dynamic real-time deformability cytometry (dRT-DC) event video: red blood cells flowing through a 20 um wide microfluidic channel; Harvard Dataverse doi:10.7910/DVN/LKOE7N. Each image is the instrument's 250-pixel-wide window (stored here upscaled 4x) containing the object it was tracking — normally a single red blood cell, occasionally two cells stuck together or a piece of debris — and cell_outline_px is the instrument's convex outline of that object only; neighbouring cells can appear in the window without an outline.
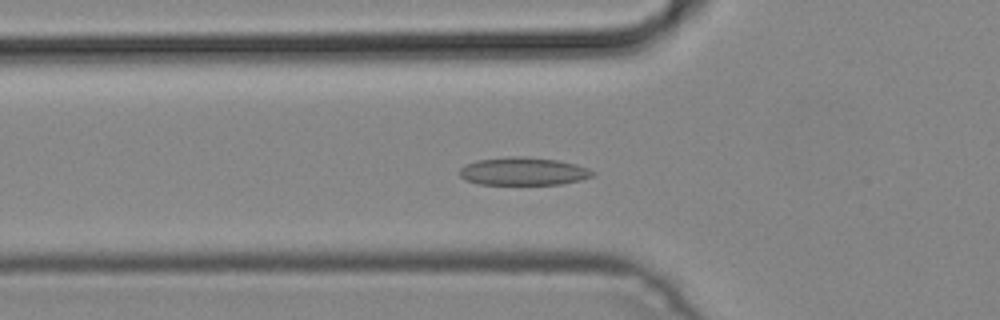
{"species": "common noctule bat (a hibernating species)", "species_latin": "Nyctalus noctula", "temperature_condition": "cold", "stored_images_in_passage": 47, "camera_frame_rate_fps": 3000, "um_per_image_px": 0.085, "animal": {"sex": "male", "body_mass_g": 19.2, "forearm_length_mm": 51.8}, "frame": {"image": 1, "passage_image": 16, "time_ms": 5.0, "image_size_px": [1000, 320], "cell_outline_px": [[596, 176], [580, 180], [560, 184], [480, 184], [464, 180], [460, 176], [460, 168], [464, 164], [476, 160], [512, 156], [520, 156], [556, 160], [576, 164], [588, 168], [596, 172]], "centroid_in_image_um": [44.48, 14.56], "position_along_channel_um": 81.3, "area_um2": 21.73}}
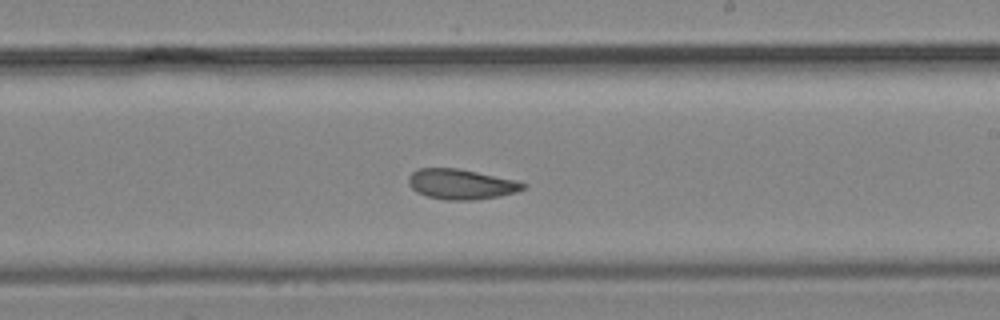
{"frame": {"image": 2, "passage_image": 28, "time_ms": 9.0, "image_size_px": [1000, 320], "cell_outline_px": [[528, 184], [524, 188], [516, 192], [500, 196], [476, 200], [448, 200], [428, 196], [416, 192], [408, 184], [408, 176], [412, 172], [420, 168], [456, 168], [516, 180]], "centroid_in_image_um": [39.19, 15.66], "position_along_channel_um": 249.8, "area_um2": 20.11}}
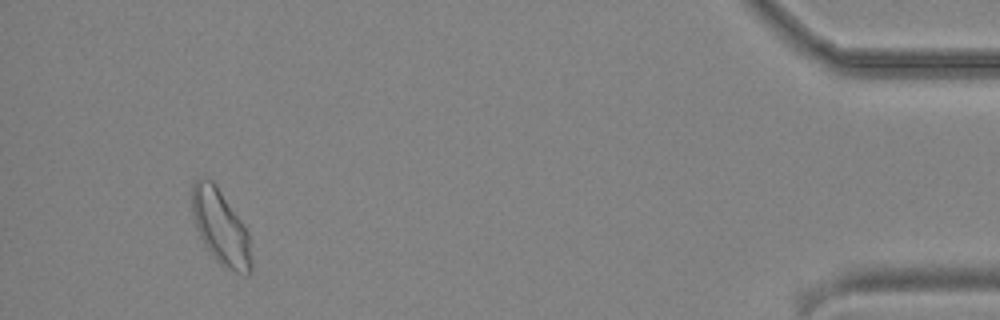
{"frame": {"image": 3, "passage_image": 45, "time_ms": 14.667, "image_size_px": [1000, 320], "cell_outline_px": [[252, 272], [248, 276], [244, 276], [228, 272], [212, 256], [204, 244], [196, 228], [192, 216], [192, 184], [200, 176], [204, 176], [212, 180], [240, 220], [248, 232], [252, 260]], "centroid_in_image_um": [18.76, 19.39], "position_along_channel_um": 416.4, "area_um2": 26.18}}